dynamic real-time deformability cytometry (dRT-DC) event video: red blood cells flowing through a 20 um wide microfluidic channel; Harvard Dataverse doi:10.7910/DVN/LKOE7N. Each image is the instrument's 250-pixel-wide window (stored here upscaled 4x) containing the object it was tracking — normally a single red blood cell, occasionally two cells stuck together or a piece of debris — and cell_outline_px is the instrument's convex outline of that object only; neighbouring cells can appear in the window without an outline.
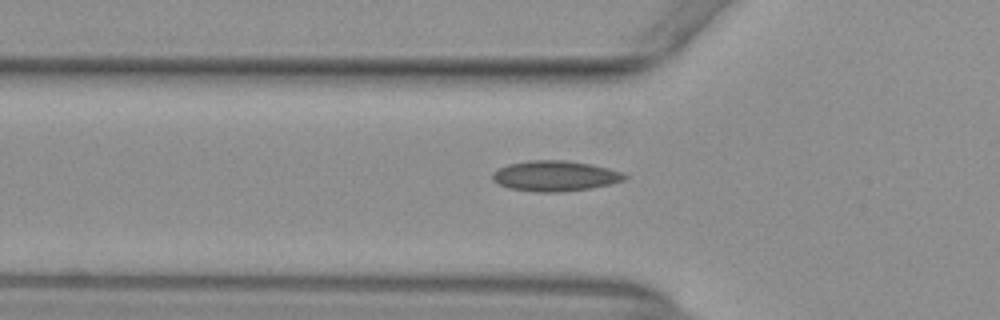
{"species": "common noctule bat (a hibernating species)", "species_latin": "Nyctalus noctula", "temperature_condition": "warm", "stored_images_in_passage": 49, "camera_frame_rate_fps": 3000, "um_per_image_px": 0.085, "animal": {"sex": "female", "body_mass_g": 29.2, "forearm_length_mm": 56.3}, "frame": {"image": 1, "passage_image": 17, "time_ms": 5.333, "image_size_px": [1000, 320], "cell_outline_px": [[628, 176], [624, 180], [592, 188], [564, 192], [532, 192], [508, 188], [492, 180], [492, 172], [508, 164], [528, 160], [564, 160], [592, 164], [608, 168], [620, 172]], "centroid_in_image_um": [47.15, 14.96], "position_along_channel_um": 78.6, "area_um2": 23.52}}
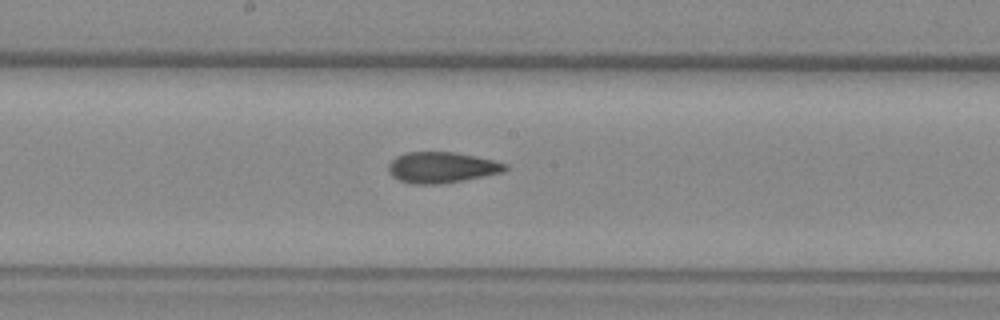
{"frame": {"image": 2, "passage_image": 27, "time_ms": 8.667, "image_size_px": [1000, 320], "cell_outline_px": [[508, 168], [504, 172], [444, 184], [412, 184], [400, 180], [392, 176], [388, 172], [388, 164], [396, 156], [404, 152], [452, 152], [492, 160], [508, 164]], "centroid_in_image_um": [37.52, 14.24], "position_along_channel_um": 210.7, "area_um2": 21.04}}
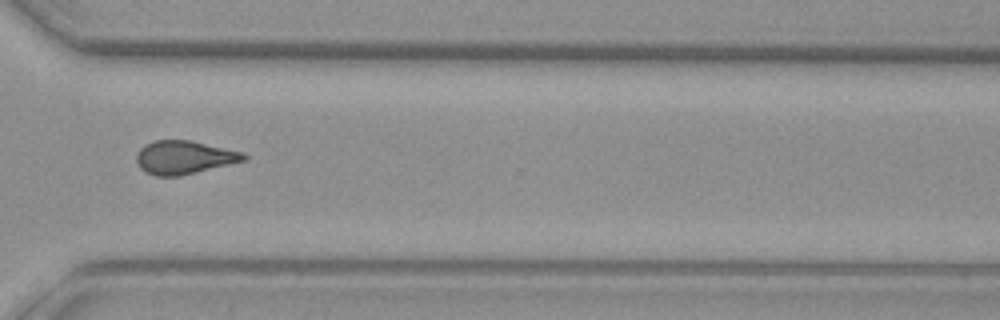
{"frame": {"image": 3, "passage_image": 38, "time_ms": 12.333, "image_size_px": [1000, 320], "cell_outline_px": [[248, 156], [244, 160], [180, 176], [156, 176], [144, 172], [140, 168], [136, 160], [136, 156], [140, 148], [144, 144], [156, 140], [192, 140], [244, 152]], "centroid_in_image_um": [15.62, 13.37], "position_along_channel_um": 355.0, "area_um2": 20.87}, "authors_computed_cell_mechanics": {"area_um2": 20.9814, "velocity_mm_per_s": 3.941, "shape_relaxation_time_tau1_ms": null, "shape_relaxation_time_tau2_ms": 2.8417, "deformation_change_tau1": null, "deformation_change_tau2": 0.0986}}